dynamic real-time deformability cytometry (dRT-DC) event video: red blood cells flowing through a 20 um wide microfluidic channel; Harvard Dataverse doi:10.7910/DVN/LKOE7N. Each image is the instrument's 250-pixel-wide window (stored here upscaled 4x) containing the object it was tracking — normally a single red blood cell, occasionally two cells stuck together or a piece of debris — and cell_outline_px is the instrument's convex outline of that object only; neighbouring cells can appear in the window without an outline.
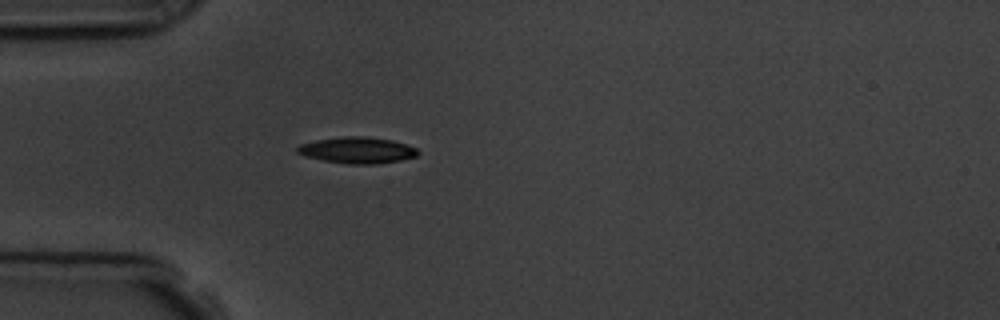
{"species": "common noctule bat (a hibernating species)", "species_latin": "Nyctalus noctula", "temperature_condition": "room temperature", "stored_images_in_passage": 5, "camera_frame_rate_fps": 3000, "um_per_image_px": 0.085, "animal": {"sex": "male", "body_mass_g": 19.5, "forearm_length_mm": 54.6}, "frame": {"image": 1, "passage_image": 5, "time_ms": 4.667, "image_size_px": [1000, 320], "cell_outline_px": [[420, 152], [416, 156], [400, 160], [376, 164], [348, 164], [324, 160], [304, 156], [296, 152], [296, 148], [300, 144], [316, 140], [340, 136], [368, 136], [392, 140], [416, 148]], "centroid_in_image_um": [30.35, 12.76], "position_along_channel_um": 54.7, "area_um2": 18.5}}